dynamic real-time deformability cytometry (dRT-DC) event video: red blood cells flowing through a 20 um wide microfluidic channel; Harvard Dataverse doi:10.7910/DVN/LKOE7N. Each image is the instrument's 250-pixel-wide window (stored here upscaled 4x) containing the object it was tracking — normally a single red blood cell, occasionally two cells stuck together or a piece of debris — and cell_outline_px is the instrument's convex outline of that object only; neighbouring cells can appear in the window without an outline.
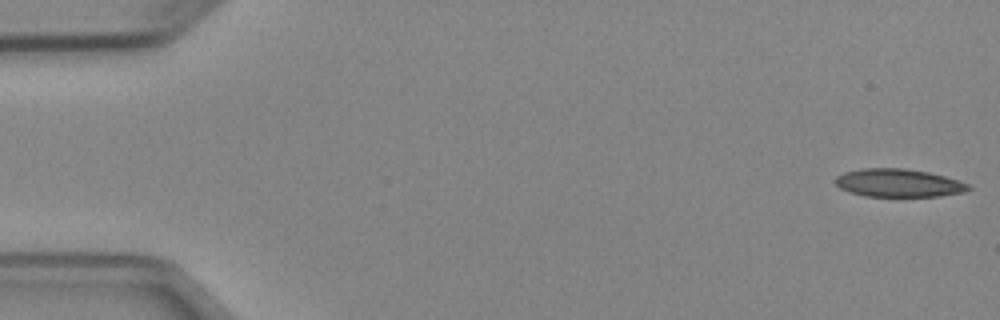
{"species": "Egyptian fruit bat (a non-hibernating species)", "species_latin": "Rousettus aegyptiacus", "temperature_condition": "cold", "stored_images_in_passage": 5, "camera_frame_rate_fps": 3000, "um_per_image_px": 0.085, "animal": {"sex": "female"}, "frame": {"image": 1, "passage_image": 1, "time_ms": 0.0, "image_size_px": [1000, 320], "cell_outline_px": [[972, 188], [964, 192], [940, 196], [864, 196], [848, 192], [840, 188], [836, 184], [836, 176], [844, 172], [864, 168], [904, 168], [928, 172], [960, 180], [968, 184]], "centroid_in_image_um": [76.38, 15.55], "position_along_channel_um": 8.6, "area_um2": 21.79}}